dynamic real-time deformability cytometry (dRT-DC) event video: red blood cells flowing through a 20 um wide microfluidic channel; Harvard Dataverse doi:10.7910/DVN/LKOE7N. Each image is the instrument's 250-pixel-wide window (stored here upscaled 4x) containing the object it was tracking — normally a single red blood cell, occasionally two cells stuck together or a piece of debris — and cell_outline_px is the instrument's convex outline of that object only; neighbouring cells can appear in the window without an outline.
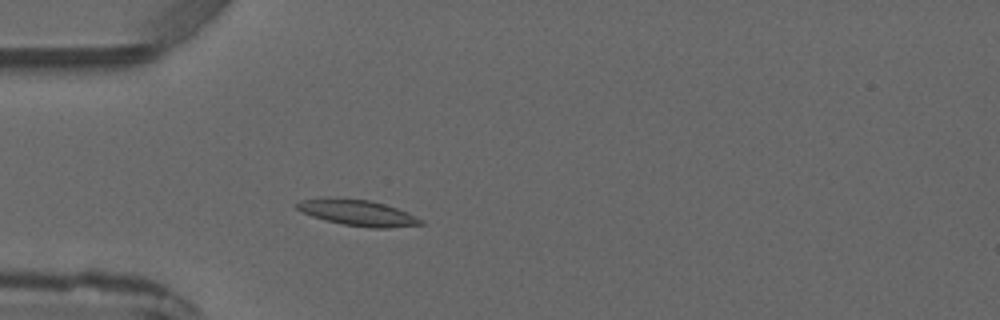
{"species": "common noctule bat (a hibernating species)", "species_latin": "Nyctalus noctula", "temperature_condition": "warm", "stored_images_in_passage": 2, "camera_frame_rate_fps": 3000, "um_per_image_px": 0.085, "animal": {"sex": "male", "forearm_length_mm": 52.5}, "frame": {"image": 1, "passage_image": 2, "time_ms": 2.0, "image_size_px": [1000, 320], "cell_outline_px": [[424, 224], [388, 228], [372, 228], [344, 224], [324, 220], [300, 212], [292, 204], [300, 200], [324, 196], [328, 196], [368, 200], [384, 204], [396, 208], [424, 220]], "centroid_in_image_um": [30.3, 18.06], "position_along_channel_um": 54.7, "area_um2": 19.02}}